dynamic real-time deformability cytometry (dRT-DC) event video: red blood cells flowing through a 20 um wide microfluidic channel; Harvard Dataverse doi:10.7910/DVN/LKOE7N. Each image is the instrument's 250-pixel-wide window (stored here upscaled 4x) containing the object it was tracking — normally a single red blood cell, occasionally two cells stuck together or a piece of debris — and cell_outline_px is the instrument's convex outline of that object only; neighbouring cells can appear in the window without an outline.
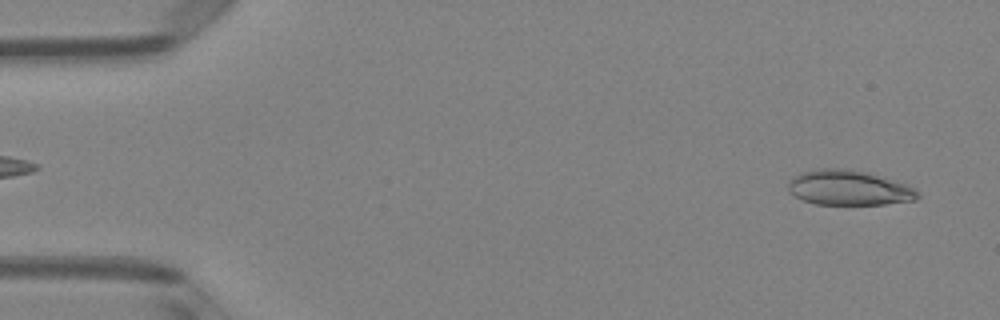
{"species": "Egyptian fruit bat (a non-hibernating species)", "species_latin": "Rousettus aegyptiacus", "temperature_condition": "room temperature", "stored_images_in_passage": 48, "camera_frame_rate_fps": 3000, "um_per_image_px": 0.085, "animal": {"sex": "female"}, "frame": {"image": 1, "passage_image": 2, "time_ms": 0.333, "image_size_px": [1000, 320], "cell_outline_px": [[920, 196], [916, 200], [884, 204], [816, 204], [804, 200], [788, 192], [788, 184], [792, 176], [800, 172], [820, 168], [848, 168], [868, 172], [896, 180], [916, 188], [920, 192]], "centroid_in_image_um": [72.18, 15.94], "position_along_channel_um": 12.8, "area_um2": 26.76}}
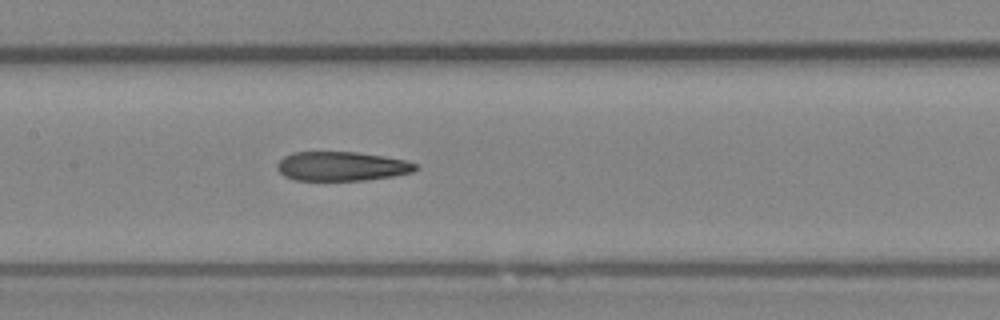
{"frame": {"image": 2, "passage_image": 23, "time_ms": 7.333, "image_size_px": [1000, 320], "cell_outline_px": [[420, 168], [412, 172], [392, 176], [368, 180], [292, 180], [284, 176], [276, 168], [276, 164], [284, 156], [292, 152], [356, 152], [384, 156], [408, 160], [416, 164]], "centroid_in_image_um": [29.04, 14.13], "position_along_channel_um": 178.4, "area_um2": 23.76}}
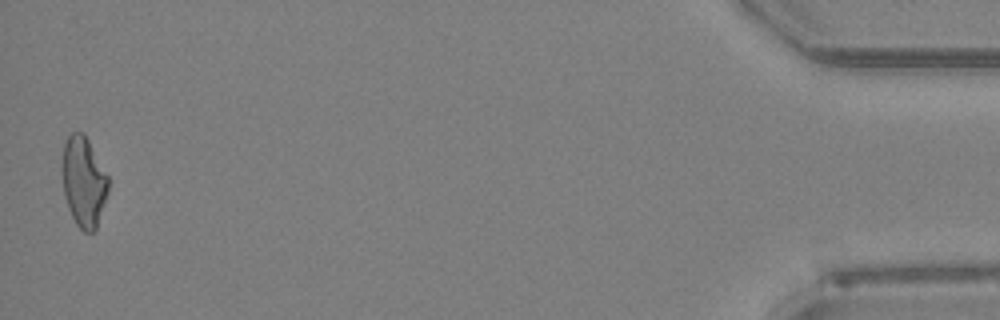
{"frame": {"image": 3, "passage_image": 48, "time_ms": 15.667, "image_size_px": [1000, 320], "cell_outline_px": [[108, 192], [96, 228], [92, 232], [84, 232], [76, 224], [68, 208], [64, 196], [64, 144], [68, 136], [72, 132], [84, 132], [108, 176]], "centroid_in_image_um": [7.13, 15.46], "position_along_channel_um": 428.1, "area_um2": 23.7}, "authors_computed_cell_mechanics": {"area_um2": 24.5361, "velocity_mm_per_s": 4.0967, "shape_relaxation_time_tau1_ms": null, "shape_relaxation_time_tau2_ms": 5.7962, "deformation_change_tau1": null, "deformation_change_tau2": 0.1734}}